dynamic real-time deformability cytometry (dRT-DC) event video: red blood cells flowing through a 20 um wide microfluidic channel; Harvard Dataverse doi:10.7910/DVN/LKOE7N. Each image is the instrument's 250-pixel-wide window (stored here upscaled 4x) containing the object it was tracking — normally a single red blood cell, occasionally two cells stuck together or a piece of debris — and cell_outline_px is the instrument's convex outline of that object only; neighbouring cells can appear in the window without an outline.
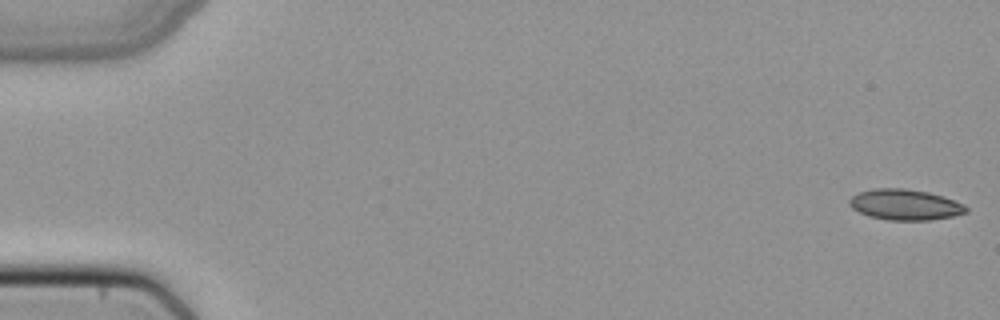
{"species": "common noctule bat (a hibernating species)", "species_latin": "Nyctalus noctula", "temperature_condition": "cold", "stored_images_in_passage": 51, "camera_frame_rate_fps": 3000, "um_per_image_px": 0.085, "animal": {"sex": "female", "body_mass_g": 22.7, "forearm_length_mm": 54.2}, "frame": {"image": 1, "passage_image": 1, "time_ms": 0.0, "image_size_px": [1000, 320], "cell_outline_px": [[968, 212], [952, 216], [928, 220], [888, 220], [868, 216], [852, 208], [848, 204], [848, 200], [852, 196], [860, 192], [876, 188], [904, 188], [928, 192], [964, 204], [968, 208]], "centroid_in_image_um": [76.9, 17.4], "position_along_channel_um": 8.1, "area_um2": 20.75}}
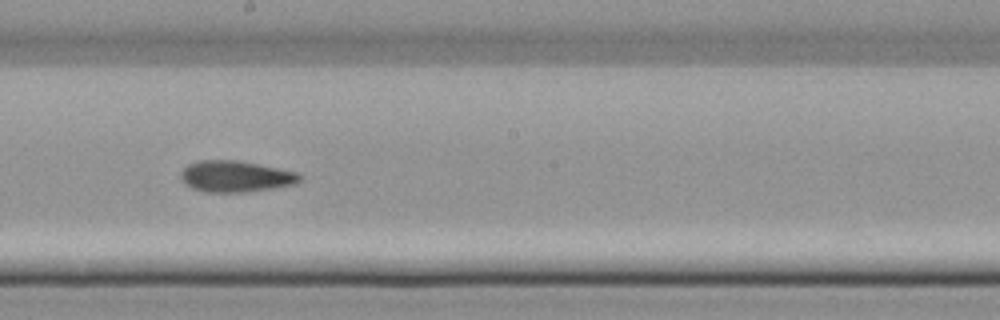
{"frame": {"image": 2, "passage_image": 29, "time_ms": 9.333, "image_size_px": [1000, 320], "cell_outline_px": [[304, 176], [296, 184], [272, 188], [244, 192], [204, 192], [192, 188], [184, 184], [180, 180], [180, 172], [188, 164], [200, 160], [236, 160], [296, 172]], "centroid_in_image_um": [19.98, 15.0], "position_along_channel_um": 228.2, "area_um2": 21.68}}
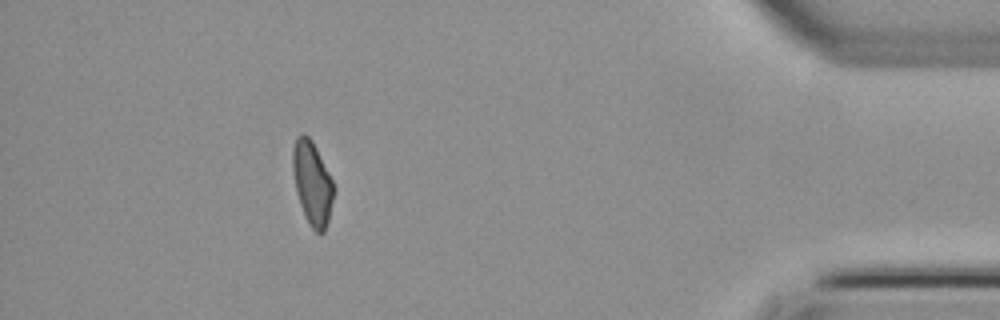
{"frame": {"image": 3, "passage_image": 46, "time_ms": 15.0, "image_size_px": [1000, 320], "cell_outline_px": [[336, 188], [328, 220], [324, 232], [320, 236], [312, 228], [300, 204], [296, 192], [292, 168], [292, 148], [296, 136], [300, 132], [304, 132], [312, 140]], "centroid_in_image_um": [26.53, 15.53], "position_along_channel_um": 408.7, "area_um2": 20.06}}